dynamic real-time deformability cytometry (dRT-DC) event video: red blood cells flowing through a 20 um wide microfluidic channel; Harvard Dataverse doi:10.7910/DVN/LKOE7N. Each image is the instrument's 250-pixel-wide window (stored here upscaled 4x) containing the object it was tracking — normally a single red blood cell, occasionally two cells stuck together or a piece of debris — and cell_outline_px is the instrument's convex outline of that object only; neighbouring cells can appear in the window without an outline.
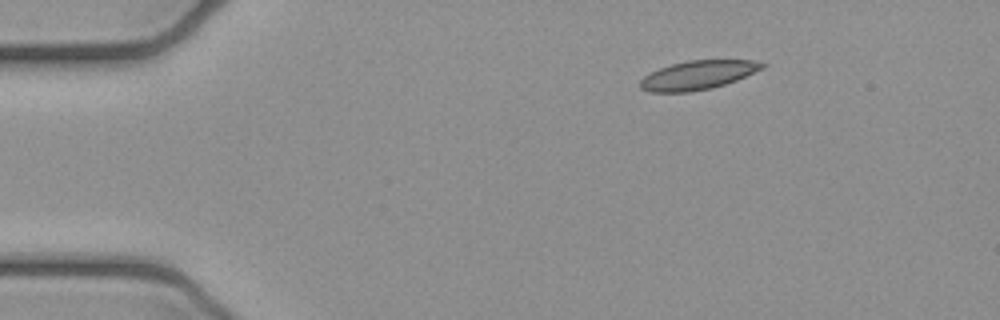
{"species": "common noctule bat (a hibernating species)", "species_latin": "Nyctalus noctula", "temperature_condition": "cold", "stored_images_in_passage": 4, "segment_of_instrument_passage": [1, 2], "camera_frame_rate_fps": 3000, "um_per_image_px": 0.085, "animal": {"sex": "female", "body_mass_g": 21.9}, "frame": {"image": 1, "passage_image": 1, "time_ms": 0.0, "image_size_px": [1000, 320], "cell_outline_px": [[768, 64], [764, 68], [736, 80], [712, 88], [692, 92], [648, 92], [640, 88], [640, 80], [644, 76], [660, 68], [672, 64], [688, 60], [752, 60]], "centroid_in_image_um": [59.32, 6.39], "position_along_channel_um": 25.7, "area_um2": 20.52}}